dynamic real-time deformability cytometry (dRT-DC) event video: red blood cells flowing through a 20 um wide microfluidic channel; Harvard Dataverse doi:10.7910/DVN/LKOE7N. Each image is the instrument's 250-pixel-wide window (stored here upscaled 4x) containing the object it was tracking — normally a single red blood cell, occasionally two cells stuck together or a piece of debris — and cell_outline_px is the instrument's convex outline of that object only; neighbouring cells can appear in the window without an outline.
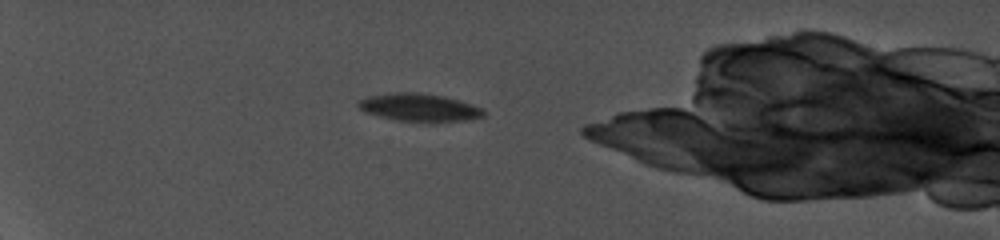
{"species": "common noctule bat (a hibernating species)", "species_latin": "Nyctalus noctula", "temperature_condition": "cold", "stored_images_in_passage": 3, "camera_frame_rate_fps": 5000, "um_per_image_px": 0.085, "animal": {"sex": "female", "body_mass_g": 19.0, "forearm_length_mm": 56.7}, "frame": {"image": 1, "passage_image": 1, "time_ms": 0.0, "image_size_px": [1000, 240], "cell_outline_px": [[488, 112], [484, 116], [468, 120], [432, 124], [428, 124], [396, 120], [364, 112], [356, 104], [356, 100], [368, 96], [392, 92], [416, 92], [444, 96], [460, 100], [484, 108]], "centroid_in_image_um": [35.69, 9.16], "position_along_channel_um": 49.3, "area_um2": 21.21}}
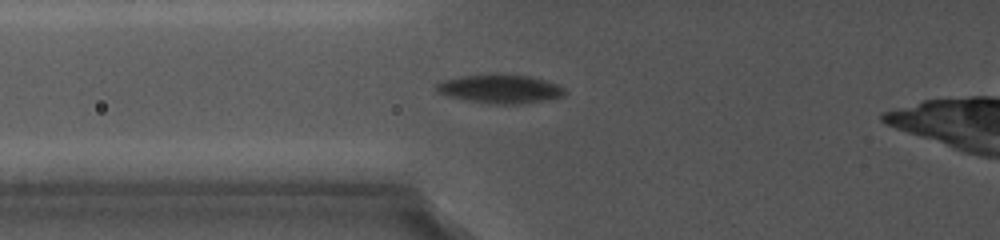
{"frame": {"image": 2, "passage_image": 3, "time_ms": 2.4, "image_size_px": [1000, 240], "cell_outline_px": [[568, 92], [560, 96], [540, 100], [516, 104], [496, 104], [468, 100], [448, 96], [440, 92], [436, 88], [436, 84], [440, 80], [460, 76], [496, 72], [532, 76], [556, 84], [564, 88]], "centroid_in_image_um": [42.47, 7.51], "position_along_channel_um": 83.3, "area_um2": 21.56}}